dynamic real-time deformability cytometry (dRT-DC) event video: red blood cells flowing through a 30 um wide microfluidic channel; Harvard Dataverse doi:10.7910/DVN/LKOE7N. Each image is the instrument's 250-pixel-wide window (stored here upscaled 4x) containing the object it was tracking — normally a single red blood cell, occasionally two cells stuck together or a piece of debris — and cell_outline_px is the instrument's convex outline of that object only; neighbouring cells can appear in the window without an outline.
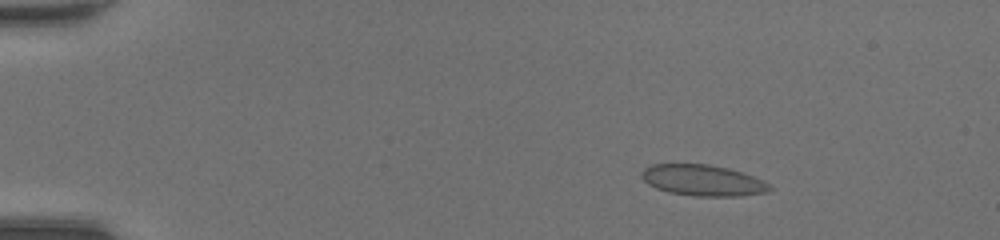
{"species": "common noctule bat (a hibernating species)", "species_latin": "Nyctalus noctula", "temperature_condition": "room temperature", "stored_images_in_passage": 48, "camera_frame_rate_fps": 3000, "um_per_image_px": 0.085, "animal": {"sex": "female", "body_mass_g": 20.0, "forearm_length_mm": 54.0}, "frame": {"image": 1, "passage_image": 8, "time_ms": 2.333, "image_size_px": [1000, 240], "cell_outline_px": [[776, 188], [768, 192], [740, 196], [696, 196], [668, 192], [656, 188], [648, 184], [640, 176], [640, 172], [644, 168], [652, 164], [708, 164], [728, 168], [744, 172], [764, 180], [772, 184]], "centroid_in_image_um": [59.8, 15.33], "position_along_channel_um": 25.2, "area_um2": 23.58}}
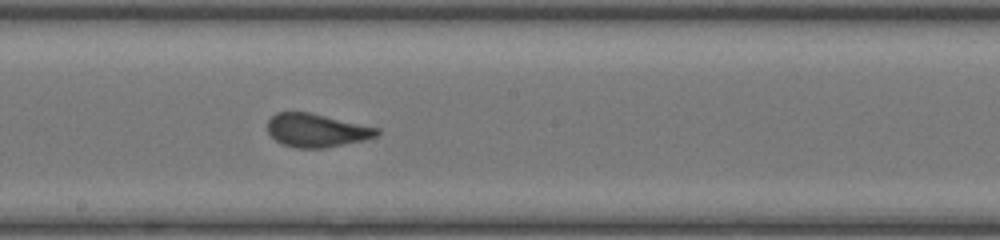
{"frame": {"image": 2, "passage_image": 28, "time_ms": 9.0, "image_size_px": [1000, 240], "cell_outline_px": [[380, 132], [376, 136], [364, 140], [324, 148], [296, 148], [284, 144], [276, 140], [268, 132], [268, 120], [276, 112], [308, 112], [380, 128]], "centroid_in_image_um": [26.91, 11.08], "position_along_channel_um": 221.3, "area_um2": 21.1}}
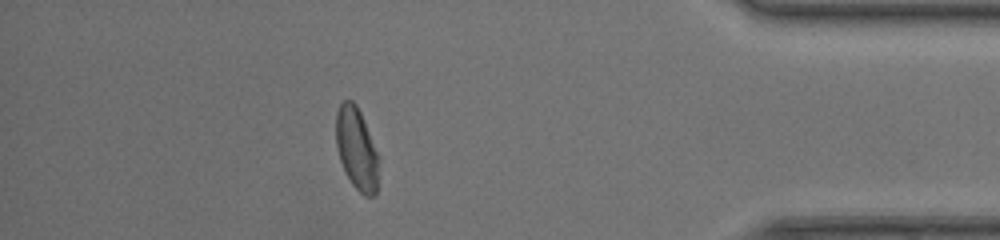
{"frame": {"image": 3, "passage_image": 43, "time_ms": 14.0, "image_size_px": [1000, 240], "cell_outline_px": [[380, 160], [376, 192], [372, 196], [364, 196], [352, 184], [344, 172], [336, 148], [336, 112], [340, 104], [344, 100], [352, 100], [356, 104], [360, 112], [380, 156]], "centroid_in_image_um": [30.32, 12.66], "position_along_channel_um": 404.9, "area_um2": 20.75}, "authors_computed_cell_mechanics": {"area_um2": 22.0218, "velocity_mm_per_s": 4.3885, "shape_relaxation_time_tau1_ms": 5.3503, "shape_relaxation_time_tau2_ms": null, "deformation_change_tau1": 0.1405, "deformation_change_tau2": null}}